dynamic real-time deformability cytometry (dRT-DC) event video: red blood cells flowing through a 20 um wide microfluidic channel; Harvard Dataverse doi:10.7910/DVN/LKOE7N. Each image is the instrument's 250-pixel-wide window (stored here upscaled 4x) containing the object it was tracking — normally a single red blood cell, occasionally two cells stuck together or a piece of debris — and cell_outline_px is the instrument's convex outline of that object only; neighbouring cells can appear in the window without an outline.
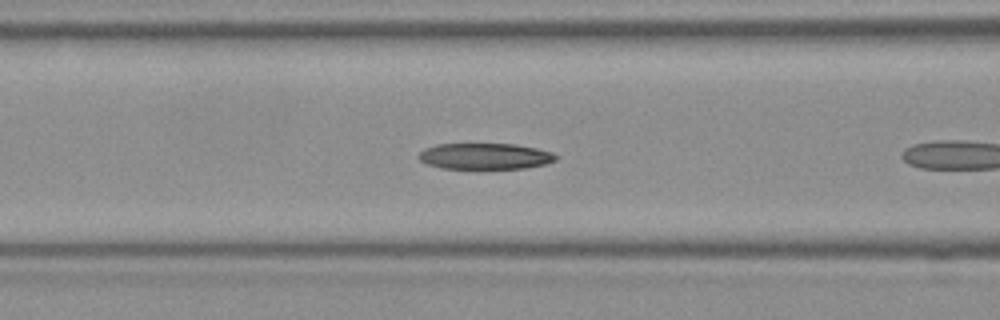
{"species": "Egyptian fruit bat (a non-hibernating species)", "species_latin": "Rousettus aegyptiacus", "temperature_condition": "room temperature", "stored_images_in_passage": 11, "camera_frame_rate_fps": 3000, "um_per_image_px": 0.085, "frame": {"image": 1, "passage_image": 7, "time_ms": 2.0, "image_size_px": [1000, 320], "cell_outline_px": [[560, 156], [556, 160], [544, 164], [524, 168], [440, 168], [428, 164], [420, 160], [416, 156], [424, 148], [436, 144], [516, 144], [536, 148], [552, 152]], "centroid_in_image_um": [41.22, 13.27], "position_along_channel_um": 125.4, "area_um2": 20.87}}
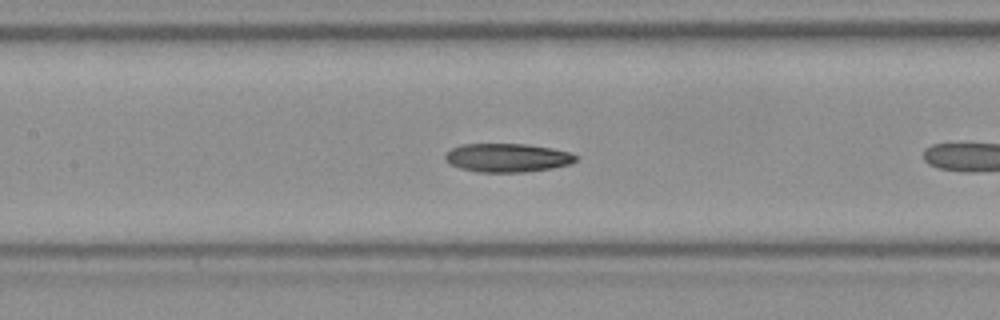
{"frame": {"image": 2, "passage_image": 10, "time_ms": 3.0, "image_size_px": [1000, 320], "cell_outline_px": [[580, 156], [572, 164], [552, 168], [524, 172], [480, 172], [460, 168], [444, 160], [444, 156], [452, 148], [460, 144], [528, 144], [552, 148], [568, 152]], "centroid_in_image_um": [43.15, 13.4], "position_along_channel_um": 164.2, "area_um2": 21.85}}